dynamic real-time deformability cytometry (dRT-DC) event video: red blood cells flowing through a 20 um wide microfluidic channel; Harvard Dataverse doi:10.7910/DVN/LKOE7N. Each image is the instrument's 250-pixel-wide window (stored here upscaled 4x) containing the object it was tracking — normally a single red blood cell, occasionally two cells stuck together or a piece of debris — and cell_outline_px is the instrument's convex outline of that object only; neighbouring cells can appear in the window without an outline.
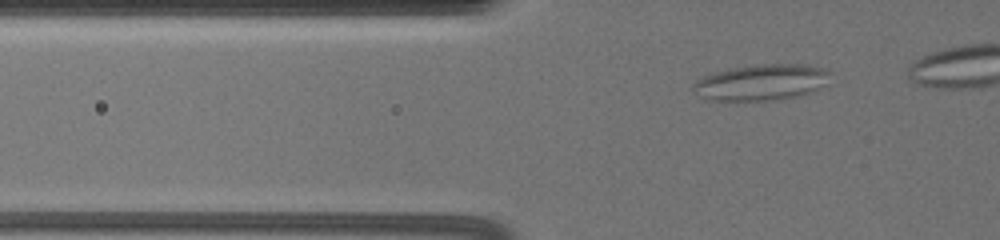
{"species": "common noctule bat (a hibernating species)", "species_latin": "Nyctalus noctula", "temperature_condition": "warm", "stored_images_in_passage": 38, "segment_of_instrument_passage": [1, 2], "camera_frame_rate_fps": 3000, "um_per_image_px": 0.085, "animal": {"sex": "female", "body_mass_g": 19.5, "forearm_length_mm": 54.1}, "frame": {"image": 1, "passage_image": 5, "time_ms": 1.333, "image_size_px": [1000, 240], "cell_outline_px": [[832, 72], [808, 92], [800, 96], [764, 100], [704, 100], [692, 88], [692, 84], [696, 80], [704, 76], [716, 72], [732, 68], [760, 64], [808, 64], [824, 68]], "centroid_in_image_um": [64.61, 6.98], "position_along_channel_um": 61.2, "area_um2": 28.03}}
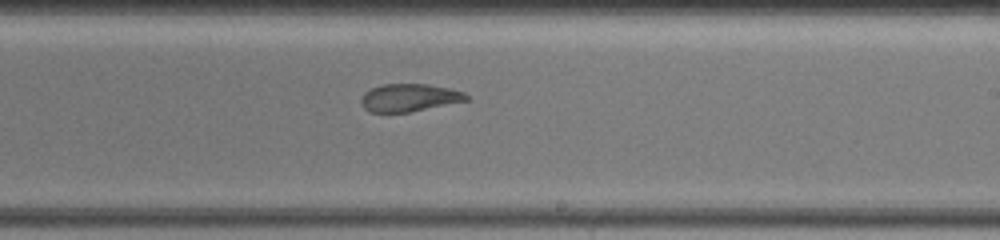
{"frame": {"image": 2, "passage_image": 23, "time_ms": 7.333, "image_size_px": [1000, 240], "cell_outline_px": [[468, 100], [408, 112], [368, 112], [364, 108], [360, 100], [364, 92], [372, 88], [384, 84], [428, 84], [448, 88], [464, 92], [468, 96]], "centroid_in_image_um": [34.76, 8.3], "position_along_channel_um": 254.2, "area_um2": 16.82}}
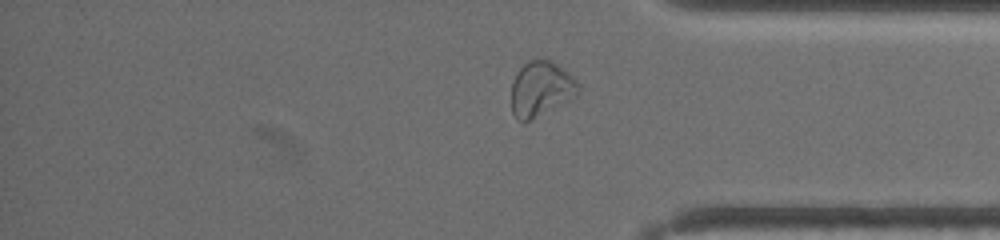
{"frame": {"image": 3, "passage_image": 35, "time_ms": 11.333, "image_size_px": [1000, 240], "cell_outline_px": [[580, 88], [576, 96], [528, 120], [516, 120], [512, 112], [512, 84], [516, 72], [528, 60], [552, 60], [568, 72], [580, 84]], "centroid_in_image_um": [45.98, 7.52], "position_along_channel_um": 389.2, "area_um2": 21.1}}